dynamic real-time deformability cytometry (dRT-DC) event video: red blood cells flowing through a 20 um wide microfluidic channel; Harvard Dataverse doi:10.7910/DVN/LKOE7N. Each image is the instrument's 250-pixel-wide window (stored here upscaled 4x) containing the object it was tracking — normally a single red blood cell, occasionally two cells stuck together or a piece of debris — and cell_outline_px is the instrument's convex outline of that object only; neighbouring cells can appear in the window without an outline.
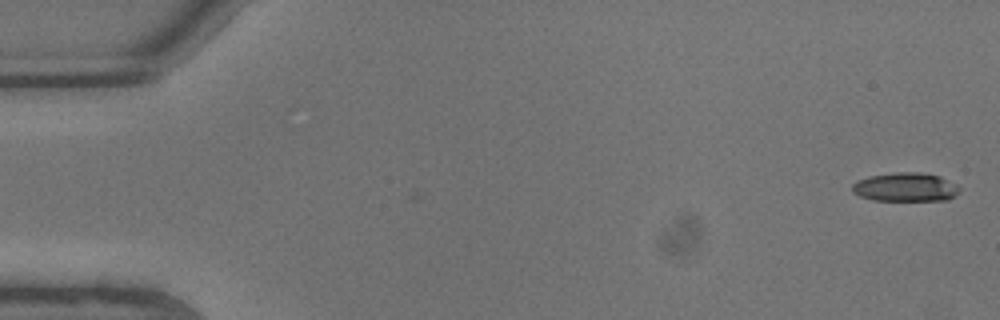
{"species": "common noctule bat (a hibernating species)", "species_latin": "Nyctalus noctula", "temperature_condition": "warm", "stored_images_in_passage": 8, "camera_frame_rate_fps": 3000, "um_per_image_px": 0.085, "animal": {"sex": "male", "body_mass_g": 13.3}, "frame": {"image": 1, "passage_image": 1, "time_ms": 0.0, "image_size_px": [1000, 320], "cell_outline_px": [[960, 192], [956, 196], [948, 200], [872, 200], [860, 196], [852, 192], [852, 184], [856, 180], [868, 176], [896, 172], [924, 172], [940, 176], [956, 184], [960, 188]], "centroid_in_image_um": [76.97, 15.9], "position_along_channel_um": 8.0, "area_um2": 18.26}}
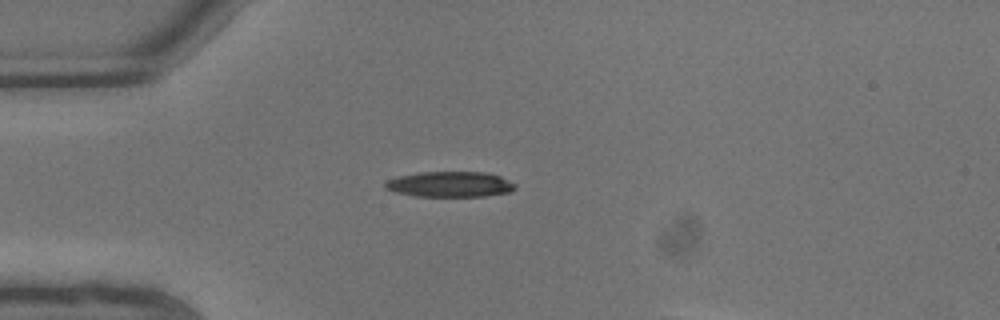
{"frame": {"image": 2, "passage_image": 6, "time_ms": 1.667, "image_size_px": [1000, 320], "cell_outline_px": [[516, 188], [512, 192], [484, 196], [416, 196], [396, 192], [384, 188], [384, 184], [388, 180], [400, 176], [416, 172], [484, 172], [500, 176], [516, 184]], "centroid_in_image_um": [38.28, 15.66], "position_along_channel_um": 46.7, "area_um2": 19.31}}
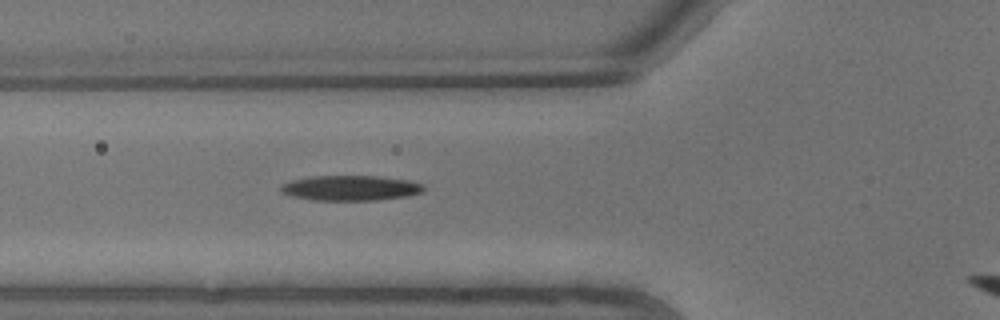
{"frame": {"image": 3, "passage_image": 8, "time_ms": 2.333, "image_size_px": [1000, 320], "cell_outline_px": [[424, 192], [408, 196], [380, 200], [312, 200], [292, 196], [280, 192], [280, 188], [284, 184], [292, 180], [312, 176], [376, 176], [408, 180], [424, 184]], "centroid_in_image_um": [29.83, 15.98], "position_along_channel_um": 96.0, "area_um2": 20.98}}